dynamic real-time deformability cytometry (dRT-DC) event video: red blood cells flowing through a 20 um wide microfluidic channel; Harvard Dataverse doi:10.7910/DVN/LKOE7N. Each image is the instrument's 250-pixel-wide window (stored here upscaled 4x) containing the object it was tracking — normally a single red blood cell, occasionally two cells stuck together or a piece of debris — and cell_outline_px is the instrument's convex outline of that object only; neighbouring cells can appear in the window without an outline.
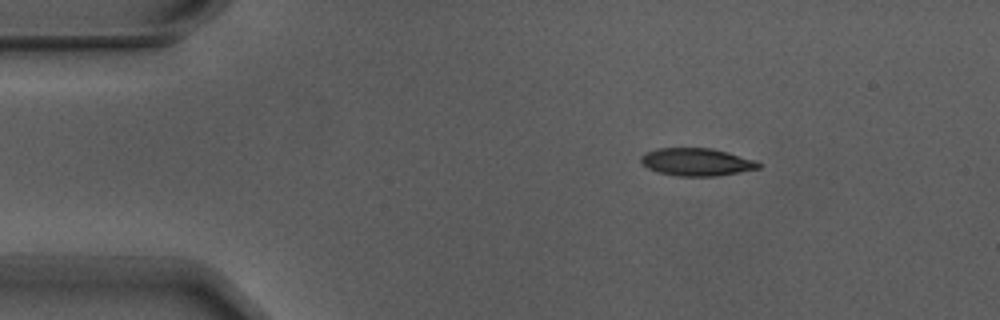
{"species": "Egyptian fruit bat (a non-hibernating species)", "species_latin": "Rousettus aegyptiacus", "temperature_condition": "warm", "stored_images_in_passage": 3, "camera_frame_rate_fps": 3000, "um_per_image_px": 0.085, "animal": {"sex": "male"}, "frame": {"image": 1, "passage_image": 1, "time_ms": 0.0, "image_size_px": [1000, 320], "cell_outline_px": [[760, 168], [716, 176], [680, 176], [656, 172], [648, 168], [640, 160], [640, 156], [656, 148], [712, 148], [728, 152], [756, 160], [760, 164]], "centroid_in_image_um": [59.21, 13.76], "position_along_channel_um": 25.8, "area_um2": 18.9}}